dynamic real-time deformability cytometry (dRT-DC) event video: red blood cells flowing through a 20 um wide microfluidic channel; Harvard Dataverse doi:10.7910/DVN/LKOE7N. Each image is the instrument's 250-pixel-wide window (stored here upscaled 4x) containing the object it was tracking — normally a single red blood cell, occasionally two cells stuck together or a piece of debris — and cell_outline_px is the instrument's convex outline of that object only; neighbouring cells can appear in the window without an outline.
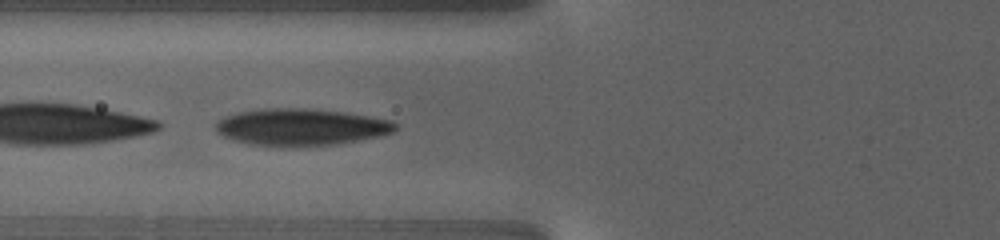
{"species": "human", "species_latin": "Homo sapiens", "temperature_condition": "warm", "stored_images_in_passage": 26, "camera_frame_rate_fps": 3000, "um_per_image_px": 0.085, "donor": {"sex": "female"}, "frame": {"image": 1, "passage_image": 6, "time_ms": 1.0, "image_size_px": [1000, 240], "cell_outline_px": [[396, 128], [392, 132], [376, 136], [336, 144], [296, 148], [280, 148], [248, 144], [232, 140], [216, 132], [216, 124], [224, 116], [240, 112], [264, 108], [296, 108], [340, 112], [392, 120], [396, 124]], "centroid_in_image_um": [25.5, 10.83], "position_along_channel_um": 100.3, "area_um2": 38.67}}
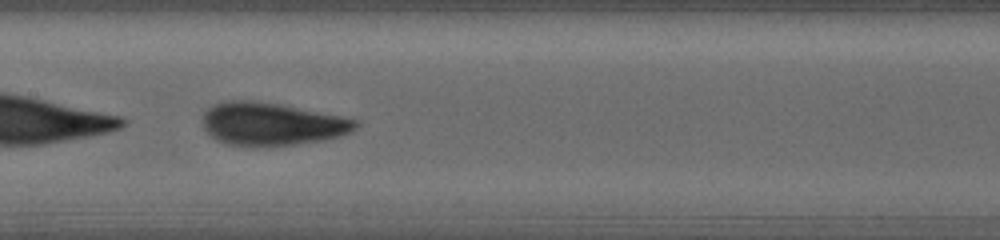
{"frame": {"image": 2, "passage_image": 25, "time_ms": 4.0, "image_size_px": [1000, 240], "cell_outline_px": [[360, 124], [356, 128], [340, 136], [324, 140], [296, 144], [252, 148], [248, 148], [228, 144], [216, 140], [204, 128], [204, 116], [208, 108], [216, 104], [232, 100], [252, 100], [280, 104], [360, 120]], "centroid_in_image_um": [23.11, 10.56], "position_along_channel_um": 184.3, "area_um2": 38.32}}